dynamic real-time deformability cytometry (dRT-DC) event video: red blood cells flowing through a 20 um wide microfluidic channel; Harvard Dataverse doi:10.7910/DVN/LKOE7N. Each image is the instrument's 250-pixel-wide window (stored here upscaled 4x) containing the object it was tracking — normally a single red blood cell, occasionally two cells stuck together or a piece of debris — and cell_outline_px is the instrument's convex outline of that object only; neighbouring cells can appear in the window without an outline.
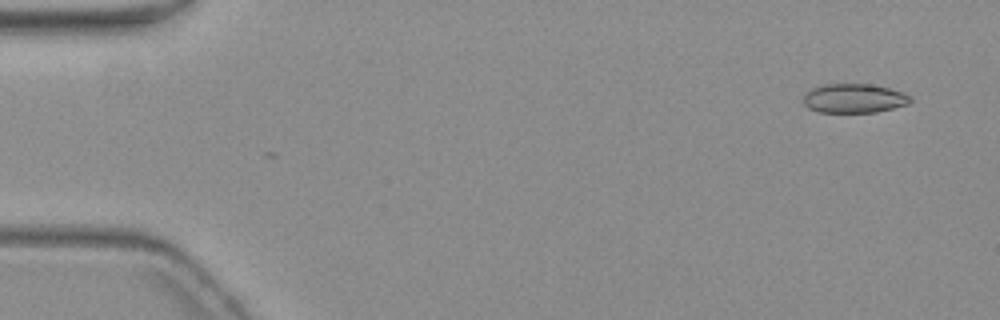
{"species": "common noctule bat (a hibernating species)", "species_latin": "Nyctalus noctula", "temperature_condition": "warm", "stored_images_in_passage": 5, "camera_frame_rate_fps": 3000, "um_per_image_px": 0.085, "animal": {"sex": "female", "body_mass_g": 19.3, "forearm_length_mm": 54.1}, "frame": {"image": 1, "passage_image": 1, "time_ms": 0.0, "image_size_px": [1000, 320], "cell_outline_px": [[912, 100], [908, 104], [876, 112], [820, 112], [808, 108], [804, 104], [804, 96], [812, 88], [824, 84], [868, 84], [888, 88], [904, 92], [912, 96]], "centroid_in_image_um": [72.62, 8.36], "position_along_channel_um": 12.4, "area_um2": 18.09}}
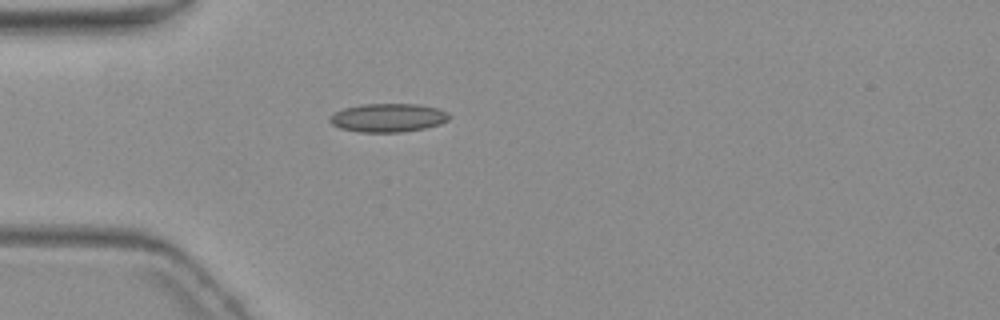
{"frame": {"image": 2, "passage_image": 4, "time_ms": 4.333, "image_size_px": [1000, 320], "cell_outline_px": [[452, 116], [448, 120], [440, 124], [424, 128], [400, 132], [360, 132], [340, 128], [332, 124], [328, 120], [328, 116], [344, 108], [360, 104], [420, 104], [440, 108], [448, 112]], "centroid_in_image_um": [33.01, 10.0], "position_along_channel_um": 52.0, "area_um2": 20.06}}